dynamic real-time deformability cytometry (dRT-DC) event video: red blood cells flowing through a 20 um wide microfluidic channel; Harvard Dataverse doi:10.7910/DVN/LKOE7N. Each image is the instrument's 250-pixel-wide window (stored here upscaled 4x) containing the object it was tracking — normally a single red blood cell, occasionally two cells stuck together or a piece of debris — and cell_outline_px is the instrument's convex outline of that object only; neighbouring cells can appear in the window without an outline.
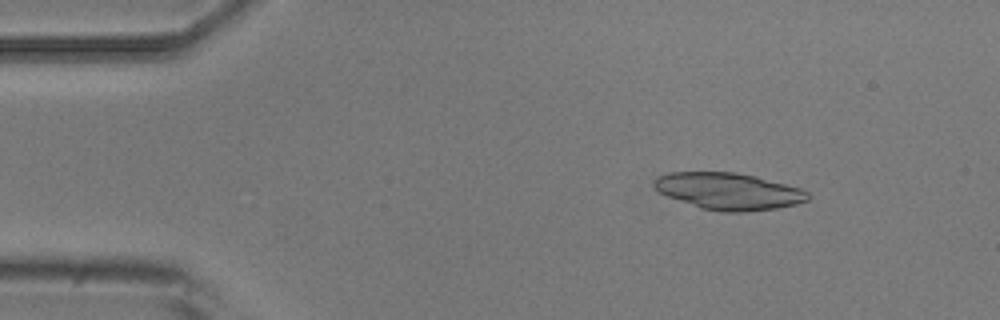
{"species": "common noctule bat (a hibernating species)", "species_latin": "Nyctalus noctula", "temperature_condition": "room temperature", "stored_images_in_passage": 3, "camera_frame_rate_fps": 3000, "um_per_image_px": 0.085, "animal": {"sex": "male", "body_mass_g": 20.5, "forearm_length_mm": 52.5}, "frame": {"image": 1, "passage_image": 1, "time_ms": 0.0, "image_size_px": [1000, 320], "cell_outline_px": [[812, 196], [808, 200], [796, 204], [776, 208], [748, 212], [720, 212], [700, 208], [668, 196], [660, 192], [652, 184], [656, 176], [668, 172], [736, 172], [756, 176], [800, 188], [808, 192]], "centroid_in_image_um": [61.93, 16.25], "position_along_channel_um": 23.1, "area_um2": 33.12}}